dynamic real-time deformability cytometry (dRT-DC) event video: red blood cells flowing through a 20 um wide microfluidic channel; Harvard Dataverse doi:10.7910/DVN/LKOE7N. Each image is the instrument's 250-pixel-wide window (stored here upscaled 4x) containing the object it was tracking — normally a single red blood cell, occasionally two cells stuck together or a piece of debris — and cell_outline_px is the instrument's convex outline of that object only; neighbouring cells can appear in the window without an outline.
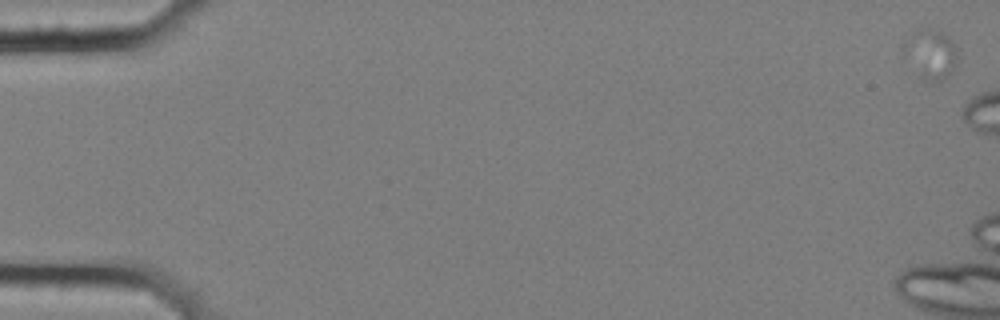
{"species": "common noctule bat (a hibernating species)", "species_latin": "Nyctalus noctula", "temperature_condition": "cold", "stored_images_in_passage": 12, "camera_frame_rate_fps": 3000, "um_per_image_px": 0.085, "animal": {"sex": "female", "body_mass_g": 25.1}, "frame": {"image": 1, "passage_image": 1, "time_ms": 0.0, "image_size_px": [1000, 320], "cell_outline_px": [[960, 56], [956, 64], [944, 80], [924, 80], [920, 76], [904, 56], [900, 48], [904, 40], [912, 32], [920, 28], [932, 28], [940, 32], [956, 48]], "centroid_in_image_um": [79.06, 4.57], "position_along_channel_um": 5.9, "area_um2": 15.55}}